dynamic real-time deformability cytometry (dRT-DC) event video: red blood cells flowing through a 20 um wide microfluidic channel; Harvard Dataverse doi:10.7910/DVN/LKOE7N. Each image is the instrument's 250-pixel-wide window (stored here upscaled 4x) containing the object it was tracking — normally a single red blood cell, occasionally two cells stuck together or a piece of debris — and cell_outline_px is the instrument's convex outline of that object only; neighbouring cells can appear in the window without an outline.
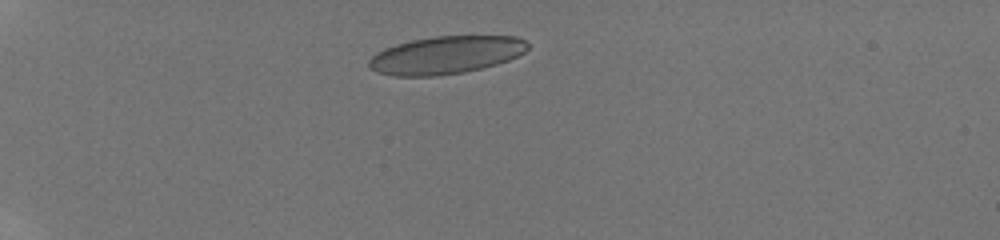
{"species": "human", "species_latin": "Homo sapiens", "temperature_condition": "room temperature", "stored_images_in_passage": 26, "camera_frame_rate_fps": 3000, "um_per_image_px": 0.085, "donor": {"sex": "male"}, "frame": {"image": 1, "passage_image": 6, "time_ms": 1.667, "image_size_px": [1000, 240], "cell_outline_px": [[528, 48], [524, 52], [508, 60], [496, 64], [464, 72], [436, 76], [392, 76], [376, 72], [368, 68], [368, 60], [376, 52], [384, 48], [396, 44], [412, 40], [436, 36], [516, 36], [524, 40], [528, 44]], "centroid_in_image_um": [37.85, 4.68], "position_along_channel_um": 47.2, "area_um2": 34.97}}
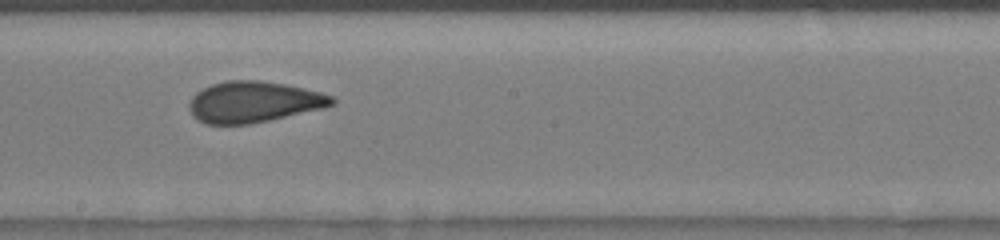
{"frame": {"image": 2, "passage_image": 15, "time_ms": 7.333, "image_size_px": [1000, 240], "cell_outline_px": [[336, 104], [324, 108], [268, 120], [248, 124], [204, 124], [196, 120], [192, 116], [188, 108], [188, 104], [192, 96], [196, 92], [212, 84], [228, 80], [260, 80], [284, 84], [304, 88], [320, 92], [332, 96], [336, 100]], "centroid_in_image_um": [21.54, 8.67], "position_along_channel_um": 226.7, "area_um2": 34.28}}
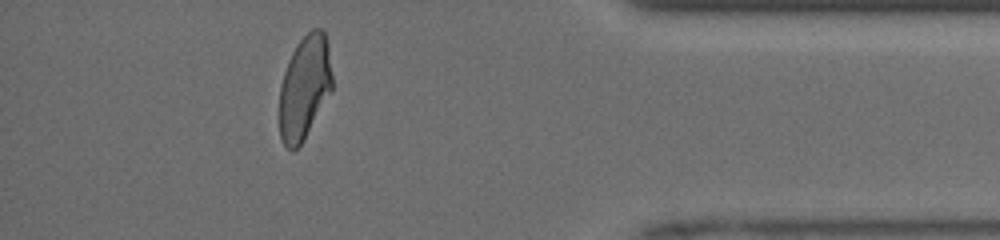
{"frame": {"image": 3, "passage_image": 24, "time_ms": 12.333, "image_size_px": [1000, 240], "cell_outline_px": [[332, 92], [300, 144], [292, 152], [284, 144], [280, 136], [280, 84], [288, 60], [296, 44], [312, 28], [320, 28], [324, 32], [328, 44], [332, 76]], "centroid_in_image_um": [25.89, 7.4], "position_along_channel_um": 409.3, "area_um2": 31.79}, "authors_computed_cell_mechanics": {"area_um2": 34.1887, "velocity_mm_per_s": 4.1531, "shape_relaxation_time_tau1_ms": null, "shape_relaxation_time_tau2_ms": 0.9198, "deformation_change_tau1": null, "deformation_change_tau2": 0.0659}}